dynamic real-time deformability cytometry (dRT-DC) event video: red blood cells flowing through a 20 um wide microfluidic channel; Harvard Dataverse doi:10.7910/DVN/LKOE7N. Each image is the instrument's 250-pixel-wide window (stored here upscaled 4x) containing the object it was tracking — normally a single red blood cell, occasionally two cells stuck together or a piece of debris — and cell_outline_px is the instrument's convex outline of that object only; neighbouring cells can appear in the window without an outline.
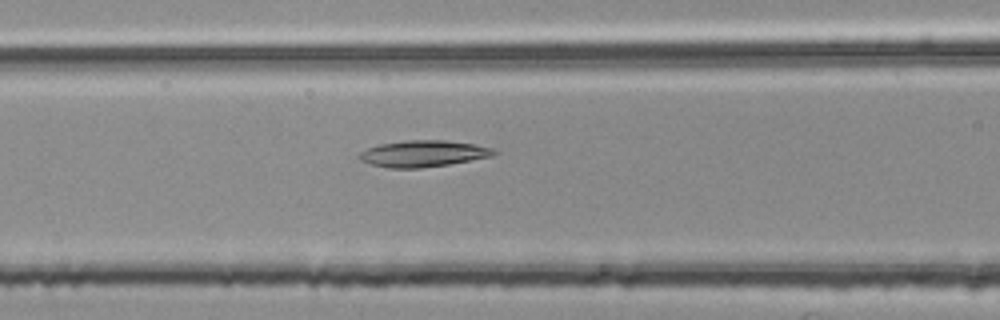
{"species": "common noctule bat (a hibernating species)", "species_latin": "Nyctalus noctula", "temperature_condition": "room temperature", "stored_images_in_passage": 42, "camera_frame_rate_fps": 3000, "um_per_image_px": 0.085, "animal": {"sex": "female", "body_mass_g": 25.1}, "frame": {"image": 1, "passage_image": 10, "time_ms": 3.0, "image_size_px": [1000, 320], "cell_outline_px": [[500, 152], [492, 156], [448, 164], [420, 168], [388, 168], [372, 164], [360, 160], [356, 156], [360, 152], [368, 148], [380, 144], [404, 140], [444, 140], [472, 144], [496, 148]], "centroid_in_image_um": [35.98, 13.05], "position_along_channel_um": 130.6, "area_um2": 20.75}}
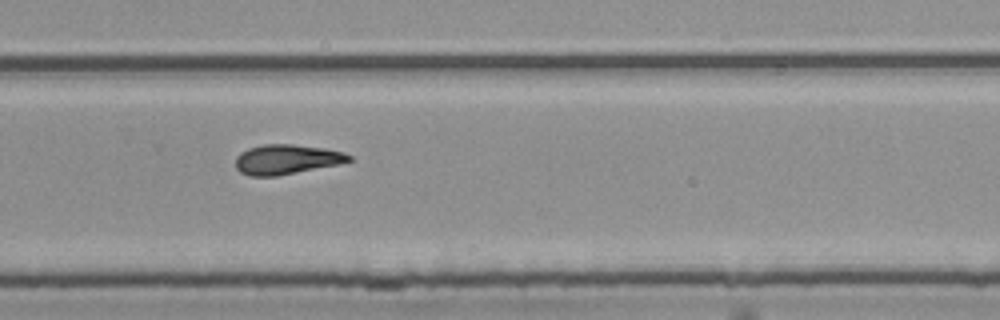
{"frame": {"image": 2, "passage_image": 24, "time_ms": 7.667, "image_size_px": [1000, 320], "cell_outline_px": [[352, 160], [340, 164], [276, 176], [248, 176], [240, 172], [236, 168], [236, 156], [240, 152], [248, 148], [264, 144], [292, 144], [324, 148], [344, 152], [352, 156]], "centroid_in_image_um": [24.35, 13.54], "position_along_channel_um": 305.5, "area_um2": 19.77}}
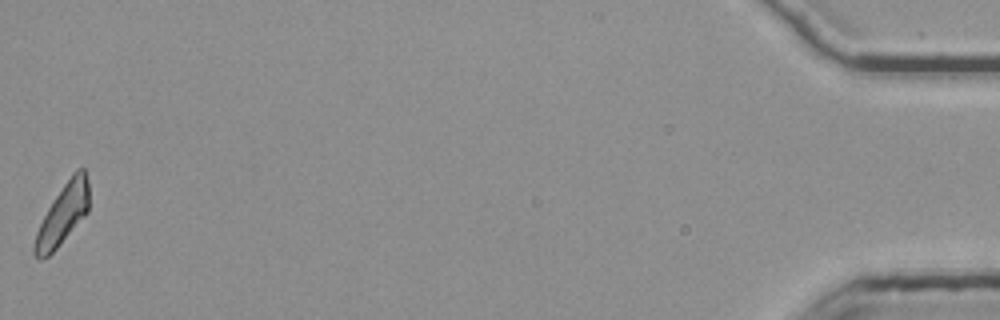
{"frame": {"image": 3, "passage_image": 42, "time_ms": 13.667, "image_size_px": [1000, 320], "cell_outline_px": [[88, 212], [56, 248], [48, 256], [40, 260], [32, 252], [32, 244], [36, 232], [48, 208], [72, 172], [76, 168], [84, 168], [88, 184]], "centroid_in_image_um": [5.31, 18.23], "position_along_channel_um": 429.9, "area_um2": 18.84}, "authors_computed_cell_mechanics": {"area_um2": 19.4786, "velocity_mm_per_s": 3.7548, "shape_relaxation_time_tau1_ms": null, "shape_relaxation_time_tau2_ms": 4.821, "deformation_change_tau1": null, "deformation_change_tau2": 0.1453}}